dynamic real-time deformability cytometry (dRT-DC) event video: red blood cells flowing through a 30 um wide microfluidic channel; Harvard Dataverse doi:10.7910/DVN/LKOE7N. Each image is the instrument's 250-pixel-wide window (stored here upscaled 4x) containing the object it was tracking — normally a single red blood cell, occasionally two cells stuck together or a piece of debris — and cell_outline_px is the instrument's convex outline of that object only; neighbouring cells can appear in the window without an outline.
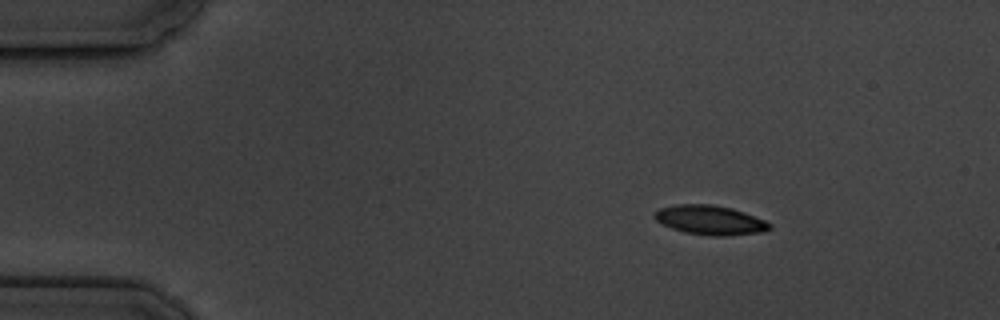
{"species": "common noctule bat (a hibernating species)", "species_latin": "Nyctalus noctula", "temperature_condition": "cold", "stored_images_in_passage": 9, "camera_frame_rate_fps": 3000, "um_per_image_px": 0.085, "animal": {"sex": "male", "body_mass_g": 19.5, "forearm_length_mm": 54.6}, "frame": {"image": 1, "passage_image": 1, "time_ms": 0.0, "image_size_px": [1000, 320], "cell_outline_px": [[772, 228], [764, 232], [724, 236], [712, 236], [684, 232], [672, 228], [656, 220], [652, 216], [660, 208], [676, 204], [712, 204], [732, 208], [744, 212], [764, 220], [772, 224]], "centroid_in_image_um": [60.38, 18.7], "position_along_channel_um": 24.6, "area_um2": 19.71}}
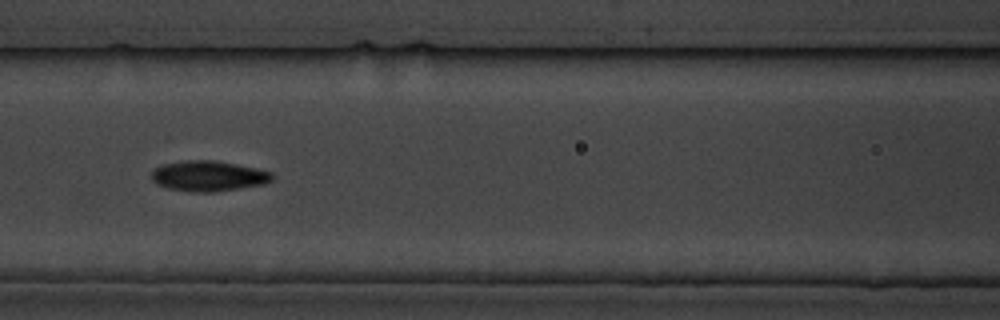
{"frame": {"image": 2, "passage_image": 6, "time_ms": 5.667, "image_size_px": [1000, 320], "cell_outline_px": [[276, 176], [272, 180], [264, 184], [240, 188], [212, 192], [192, 192], [168, 188], [156, 184], [152, 180], [152, 172], [156, 168], [164, 164], [188, 160], [216, 160], [256, 168], [272, 172]], "centroid_in_image_um": [17.75, 14.96], "position_along_channel_um": 148.8, "area_um2": 21.39}}
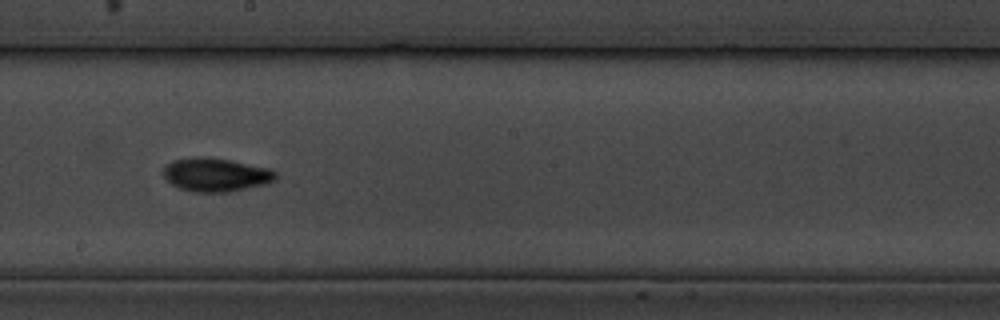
{"frame": {"image": 3, "passage_image": 8, "time_ms": 8.0, "image_size_px": [1000, 320], "cell_outline_px": [[276, 180], [268, 184], [232, 192], [196, 192], [180, 188], [172, 184], [164, 176], [164, 168], [172, 160], [196, 156], [204, 156], [228, 160], [268, 168], [276, 172]], "centroid_in_image_um": [18.37, 14.86], "position_along_channel_um": 229.8, "area_um2": 21.96}}